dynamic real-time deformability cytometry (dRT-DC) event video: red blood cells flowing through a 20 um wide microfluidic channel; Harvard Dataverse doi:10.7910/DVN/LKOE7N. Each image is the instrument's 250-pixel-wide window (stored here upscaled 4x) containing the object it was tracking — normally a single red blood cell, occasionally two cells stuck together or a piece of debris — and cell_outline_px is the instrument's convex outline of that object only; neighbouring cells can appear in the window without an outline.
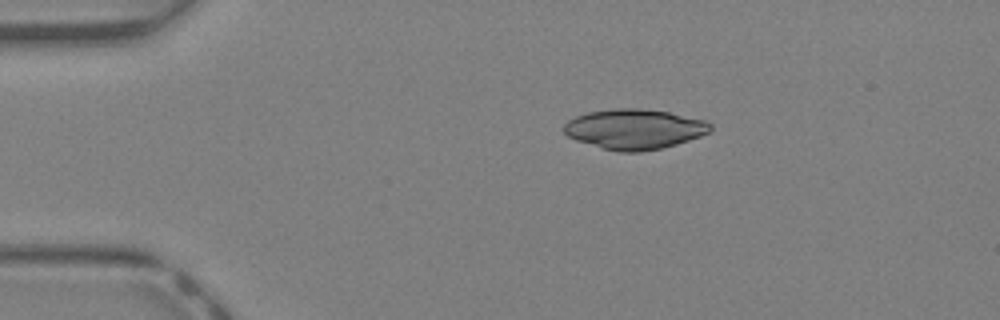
{"species": "Egyptian fruit bat (a non-hibernating species)", "species_latin": "Rousettus aegyptiacus", "temperature_condition": "warm", "stored_images_in_passage": 35, "camera_frame_rate_fps": 3000, "um_per_image_px": 0.085, "animal": {"sex": "female"}, "frame": {"image": 1, "passage_image": 2, "time_ms": 0.333, "image_size_px": [1000, 320], "cell_outline_px": [[712, 128], [708, 132], [700, 136], [676, 144], [660, 148], [640, 152], [620, 152], [600, 148], [576, 140], [568, 136], [564, 132], [564, 124], [568, 120], [576, 116], [588, 112], [616, 108], [636, 108], [668, 112], [704, 120], [712, 124]], "centroid_in_image_um": [53.9, 10.98], "position_along_channel_um": 31.1, "area_um2": 34.04}}